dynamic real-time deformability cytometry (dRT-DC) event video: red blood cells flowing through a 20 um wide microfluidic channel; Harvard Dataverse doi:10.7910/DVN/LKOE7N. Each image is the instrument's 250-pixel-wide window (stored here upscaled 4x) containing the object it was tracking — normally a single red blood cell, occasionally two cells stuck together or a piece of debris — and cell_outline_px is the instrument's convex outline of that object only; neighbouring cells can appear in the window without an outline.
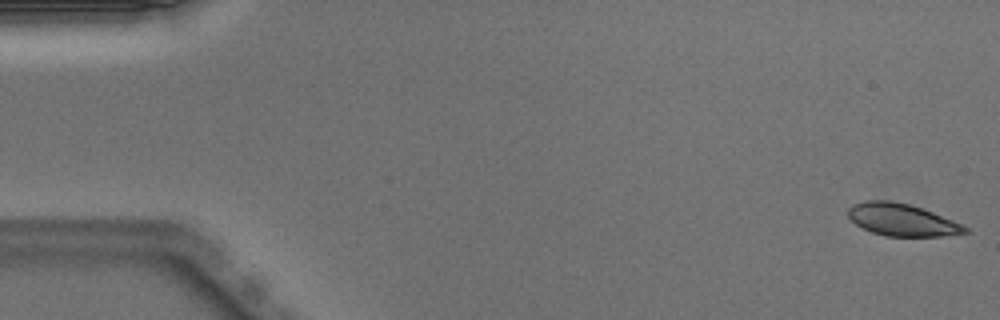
{"species": "Egyptian fruit bat (a non-hibernating species)", "species_latin": "Rousettus aegyptiacus", "temperature_condition": "warm", "stored_images_in_passage": 50, "camera_frame_rate_fps": 3000, "um_per_image_px": 0.085, "animal": {"sex": "male"}, "frame": {"image": 1, "passage_image": 1, "time_ms": 0.0, "image_size_px": [1000, 320], "cell_outline_px": [[972, 232], [940, 236], [884, 236], [872, 232], [856, 224], [848, 216], [848, 208], [852, 204], [864, 200], [892, 200], [908, 204], [932, 212], [952, 220], [968, 228]], "centroid_in_image_um": [76.64, 18.68], "position_along_channel_um": 8.4, "area_um2": 21.85}}
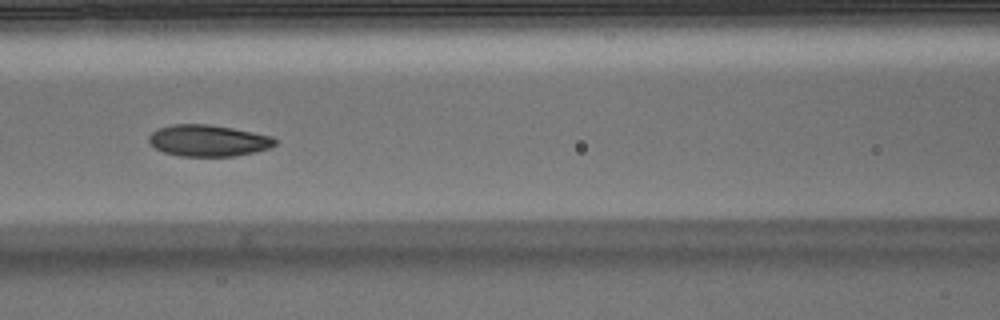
{"frame": {"image": 2, "passage_image": 22, "time_ms": 7.0, "image_size_px": [1000, 320], "cell_outline_px": [[276, 144], [272, 148], [256, 152], [236, 156], [180, 156], [164, 152], [148, 144], [148, 136], [156, 128], [172, 124], [208, 124], [232, 128], [272, 136], [276, 140]], "centroid_in_image_um": [17.69, 11.95], "position_along_channel_um": 148.9, "area_um2": 23.41}}
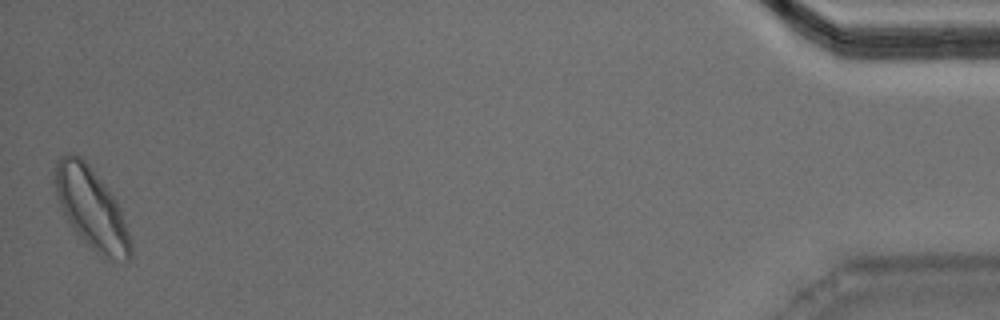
{"frame": {"image": 3, "passage_image": 50, "time_ms": 16.333, "image_size_px": [1000, 320], "cell_outline_px": [[132, 256], [128, 260], [112, 264], [104, 260], [76, 232], [60, 208], [56, 196], [52, 180], [56, 160], [60, 156], [68, 152], [72, 152], [80, 156], [92, 168], [116, 200], [120, 208], [132, 244]], "centroid_in_image_um": [7.76, 17.73], "position_along_channel_um": 427.4, "area_um2": 36.24}, "authors_computed_cell_mechanics": {"area_um2": 23.409, "velocity_mm_per_s": 3.9632, "shape_relaxation_time_tau1_ms": 2.166, "shape_relaxation_time_tau2_ms": 6.7963, "deformation_change_tau1": 0.0908, "deformation_change_tau2": 0.1002}}